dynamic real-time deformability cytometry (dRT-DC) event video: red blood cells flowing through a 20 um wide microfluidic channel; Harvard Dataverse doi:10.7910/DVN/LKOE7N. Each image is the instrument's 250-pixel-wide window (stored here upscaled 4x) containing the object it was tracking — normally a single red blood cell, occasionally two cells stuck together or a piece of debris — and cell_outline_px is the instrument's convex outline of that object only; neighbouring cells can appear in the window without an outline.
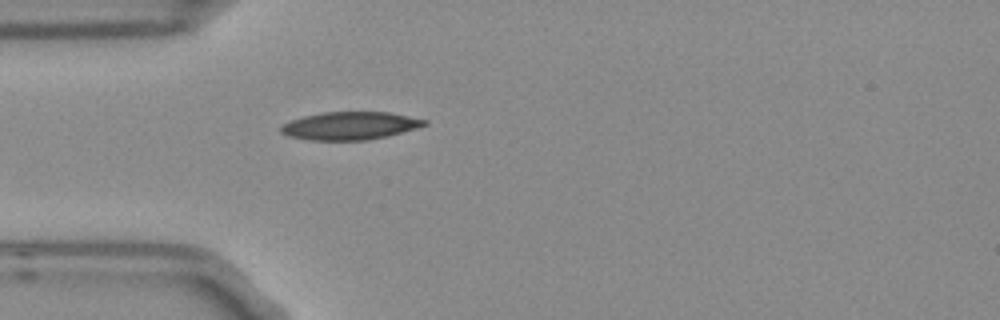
{"species": "Egyptian fruit bat (a non-hibernating species)", "species_latin": "Rousettus aegyptiacus", "temperature_condition": "room temperature", "stored_images_in_passage": 1, "camera_frame_rate_fps": 3000, "um_per_image_px": 0.085, "frame": {"image": 1, "passage_image": 1, "time_ms": 0.0, "image_size_px": [1000, 320], "cell_outline_px": [[428, 124], [416, 128], [388, 136], [368, 140], [308, 140], [288, 136], [280, 132], [280, 124], [304, 116], [324, 112], [388, 112], [428, 120]], "centroid_in_image_um": [29.73, 10.69], "position_along_channel_um": 55.3, "area_um2": 23.35}}